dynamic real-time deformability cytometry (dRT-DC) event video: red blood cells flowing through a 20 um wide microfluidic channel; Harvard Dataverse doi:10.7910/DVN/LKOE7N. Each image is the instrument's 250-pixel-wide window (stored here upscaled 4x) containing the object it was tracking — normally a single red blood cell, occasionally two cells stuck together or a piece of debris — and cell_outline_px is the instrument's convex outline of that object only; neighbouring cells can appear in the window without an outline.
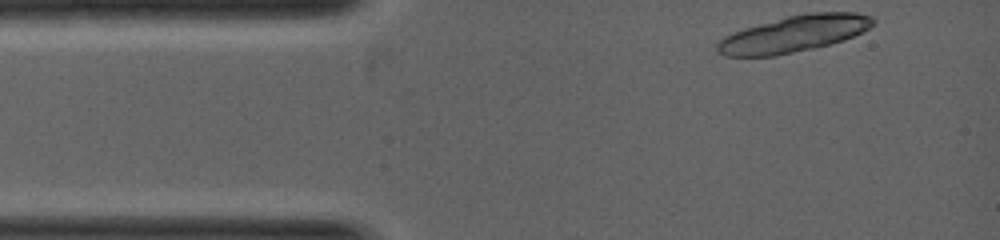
{"species": "common noctule bat (a hibernating species)", "species_latin": "Nyctalus noctula", "temperature_condition": "warm", "stored_images_in_passage": 2, "camera_frame_rate_fps": 5000, "um_per_image_px": 0.085, "animal": {"sex": "female", "body_mass_g": 19.0, "forearm_length_mm": 53.3}, "frame": {"image": 1, "passage_image": 1, "time_ms": 0.0, "image_size_px": [1000, 240], "cell_outline_px": [[876, 24], [844, 40], [812, 48], [776, 56], [724, 56], [716, 48], [716, 44], [724, 36], [732, 32], [744, 28], [788, 16], [808, 12], [856, 12], [872, 16], [876, 20]], "centroid_in_image_um": [67.49, 2.87], "position_along_channel_um": 17.5, "area_um2": 32.95}}